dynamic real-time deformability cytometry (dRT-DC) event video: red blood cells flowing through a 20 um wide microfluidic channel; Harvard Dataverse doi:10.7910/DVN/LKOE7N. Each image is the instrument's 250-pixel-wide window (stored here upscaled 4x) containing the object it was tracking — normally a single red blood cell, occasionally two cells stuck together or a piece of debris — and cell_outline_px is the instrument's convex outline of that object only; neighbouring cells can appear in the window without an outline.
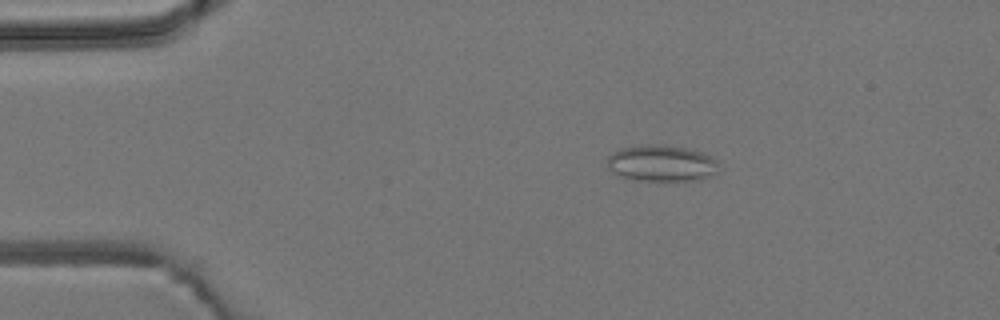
{"species": "common noctule bat (a hibernating species)", "species_latin": "Nyctalus noctula", "temperature_condition": "room temperature", "stored_images_in_passage": 7, "camera_frame_rate_fps": 3000, "um_per_image_px": 0.085, "animal": {"sex": "male", "body_mass_g": 19.2, "forearm_length_mm": 51.8}, "frame": {"image": 1, "passage_image": 3, "time_ms": 2.333, "image_size_px": [1000, 320], "cell_outline_px": [[716, 172], [700, 180], [636, 180], [624, 176], [608, 168], [608, 156], [612, 152], [620, 148], [648, 144], [664, 144], [688, 148], [704, 152], [712, 156], [716, 160]], "centroid_in_image_um": [56.25, 13.85], "position_along_channel_um": 28.8, "area_um2": 23.47}}
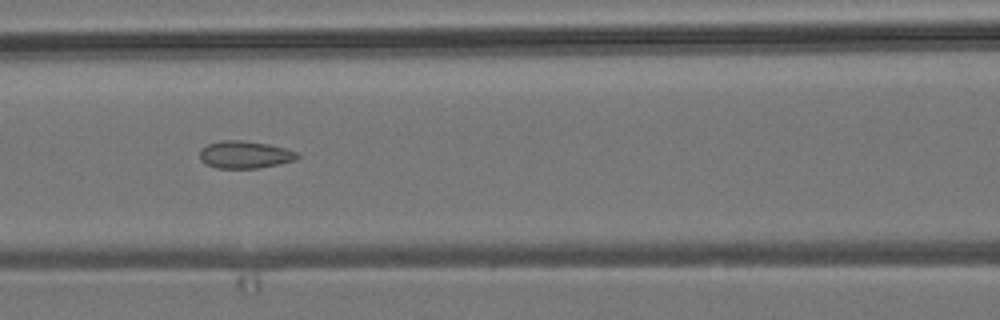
{"frame": {"image": 2, "passage_image": 6, "time_ms": 6.667, "image_size_px": [1000, 320], "cell_outline_px": [[300, 156], [296, 160], [256, 168], [216, 168], [200, 160], [200, 152], [208, 144], [220, 140], [244, 140], [268, 144], [284, 148], [296, 152]], "centroid_in_image_um": [20.81, 13.14], "position_along_channel_um": 145.8, "area_um2": 15.37}}
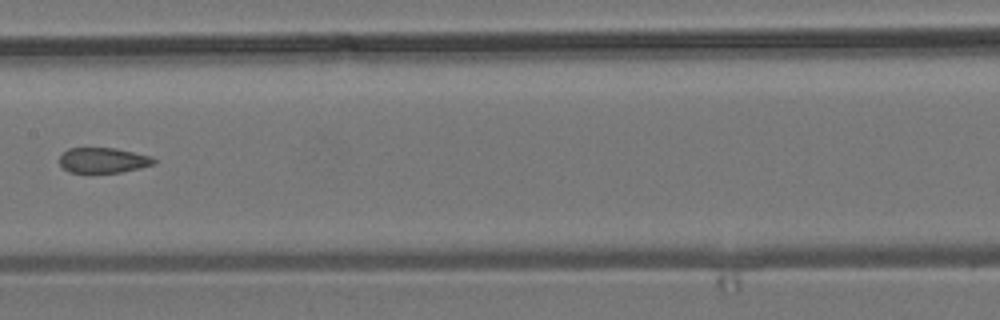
{"frame": {"image": 3, "passage_image": 7, "time_ms": 8.0, "image_size_px": [1000, 320], "cell_outline_px": [[156, 164], [140, 168], [120, 172], [68, 172], [60, 164], [60, 156], [68, 148], [116, 148], [152, 156], [156, 160]], "centroid_in_image_um": [8.8, 13.62], "position_along_channel_um": 198.6, "area_um2": 13.87}}